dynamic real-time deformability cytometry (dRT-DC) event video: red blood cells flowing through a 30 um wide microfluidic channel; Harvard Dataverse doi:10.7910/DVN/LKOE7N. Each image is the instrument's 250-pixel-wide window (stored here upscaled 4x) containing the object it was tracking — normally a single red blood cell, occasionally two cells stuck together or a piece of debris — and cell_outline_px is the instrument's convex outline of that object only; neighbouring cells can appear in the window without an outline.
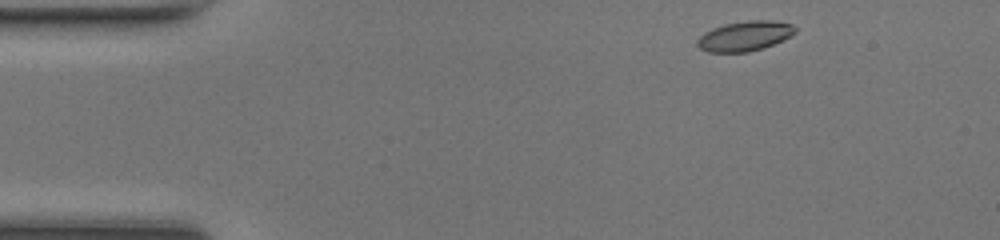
{"species": "common noctule bat (a hibernating species)", "species_latin": "Nyctalus noctula", "temperature_condition": "room temperature", "stored_images_in_passage": 43, "camera_frame_rate_fps": 3000, "um_per_image_px": 0.085, "animal": {"sex": "female", "body_mass_g": 17.0, "forearm_length_mm": 48.0}, "frame": {"image": 1, "passage_image": 1, "time_ms": 0.0, "image_size_px": [1000, 240], "cell_outline_px": [[796, 32], [764, 48], [748, 52], [708, 52], [700, 48], [696, 44], [696, 40], [704, 32], [712, 28], [724, 24], [748, 20], [772, 20], [792, 24], [796, 28]], "centroid_in_image_um": [63.27, 3.06], "position_along_channel_um": 21.7, "area_um2": 16.99}}
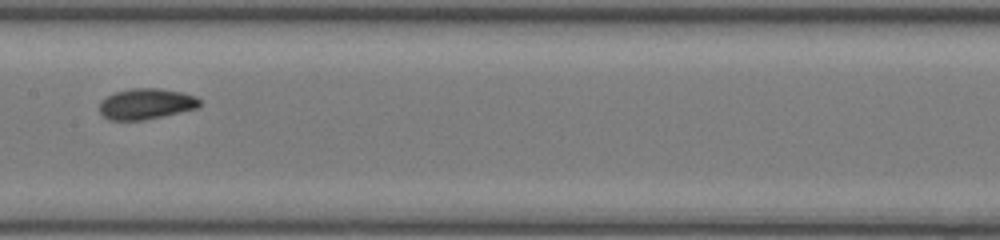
{"frame": {"image": 2, "passage_image": 19, "time_ms": 6.0, "image_size_px": [1000, 240], "cell_outline_px": [[200, 104], [196, 108], [144, 120], [108, 120], [100, 112], [100, 100], [116, 92], [132, 88], [156, 88], [180, 92], [196, 96], [200, 100]], "centroid_in_image_um": [12.39, 8.83], "position_along_channel_um": 195.0, "area_um2": 17.74}}
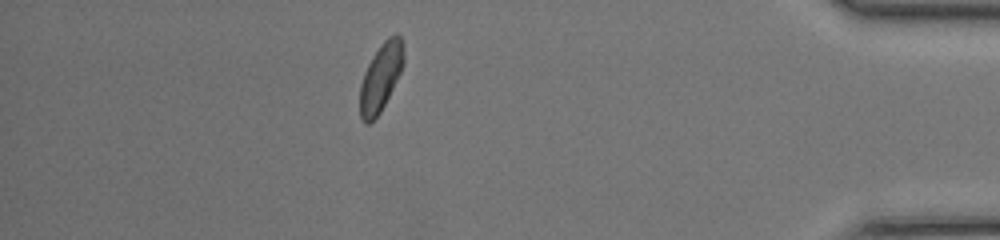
{"frame": {"image": 3, "passage_image": 37, "time_ms": 12.0, "image_size_px": [1000, 240], "cell_outline_px": [[404, 64], [380, 112], [368, 124], [364, 124], [360, 116], [360, 84], [364, 72], [372, 56], [380, 44], [388, 36], [396, 32], [400, 36], [404, 52]], "centroid_in_image_um": [32.35, 6.53], "position_along_channel_um": 402.8, "area_um2": 17.17}, "authors_computed_cell_mechanics": {"area_um2": 17.2822, "velocity_mm_per_s": 4.2812, "shape_relaxation_time_tau1_ms": 5.0246, "shape_relaxation_time_tau2_ms": 1.8756, "deformation_change_tau1": 0.1133, "deformation_change_tau2": 0.0546}}